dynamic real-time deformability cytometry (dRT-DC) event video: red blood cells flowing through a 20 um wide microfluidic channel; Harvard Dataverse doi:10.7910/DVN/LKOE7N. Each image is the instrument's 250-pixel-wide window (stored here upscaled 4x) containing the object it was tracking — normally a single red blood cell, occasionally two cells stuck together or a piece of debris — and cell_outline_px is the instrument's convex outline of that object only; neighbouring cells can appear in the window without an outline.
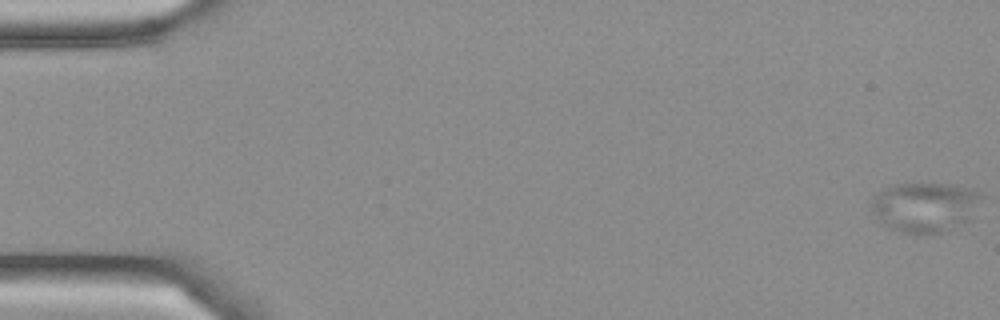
{"species": "Egyptian fruit bat (a non-hibernating species)", "species_latin": "Rousettus aegyptiacus", "temperature_condition": "cold", "stored_images_in_passage": 53, "camera_frame_rate_fps": 3000, "um_per_image_px": 0.085, "frame": {"image": 1, "passage_image": 1, "time_ms": 0.0, "image_size_px": [1000, 320], "cell_outline_px": [[984, 196], [968, 220], [948, 232], [916, 236], [880, 224], [872, 212], [872, 196], [896, 184], [952, 184], [968, 188]], "centroid_in_image_um": [78.61, 17.64], "position_along_channel_um": 6.4, "area_um2": 32.14}}
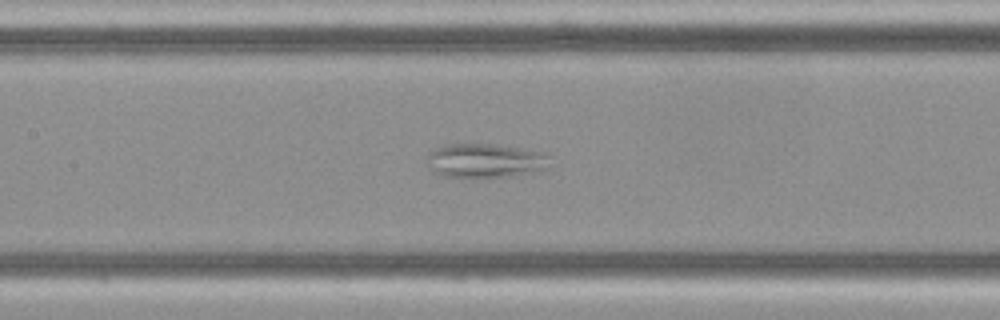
{"frame": {"image": 2, "passage_image": 25, "time_ms": 8.0, "image_size_px": [1000, 320], "cell_outline_px": [[552, 168], [516, 176], [444, 176], [432, 172], [428, 160], [428, 156], [436, 148], [444, 144], [492, 144], [524, 148], [548, 152], [552, 156]], "centroid_in_image_um": [41.41, 13.64], "position_along_channel_um": 166.0, "area_um2": 24.8}}
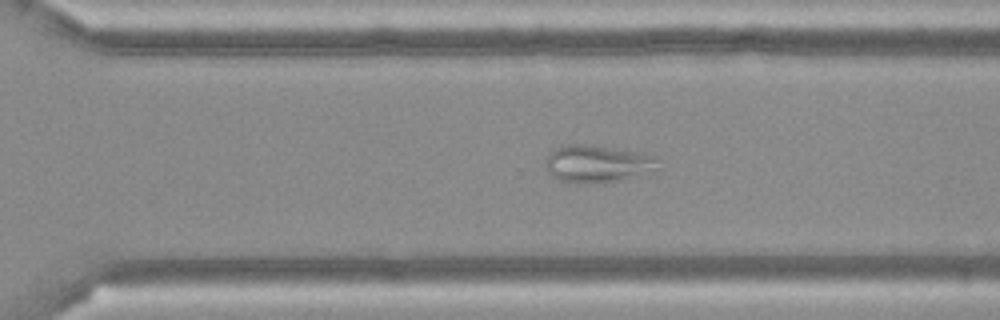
{"frame": {"image": 3, "passage_image": 37, "time_ms": 12.0, "image_size_px": [1000, 320], "cell_outline_px": [[660, 156], [656, 168], [652, 176], [604, 184], [580, 184], [560, 180], [552, 176], [544, 168], [544, 164], [548, 152], [560, 144], [588, 144]], "centroid_in_image_um": [50.83, 13.96], "position_along_channel_um": 319.8, "area_um2": 25.95}, "authors_computed_cell_mechanics": {"area_um2": 29.3046, "velocity_mm_per_s": 3.8646, "shape_relaxation_time_tau1_ms": null, "shape_relaxation_time_tau2_ms": 0.8086, "deformation_change_tau1": null, "deformation_change_tau2": 0.0522}}